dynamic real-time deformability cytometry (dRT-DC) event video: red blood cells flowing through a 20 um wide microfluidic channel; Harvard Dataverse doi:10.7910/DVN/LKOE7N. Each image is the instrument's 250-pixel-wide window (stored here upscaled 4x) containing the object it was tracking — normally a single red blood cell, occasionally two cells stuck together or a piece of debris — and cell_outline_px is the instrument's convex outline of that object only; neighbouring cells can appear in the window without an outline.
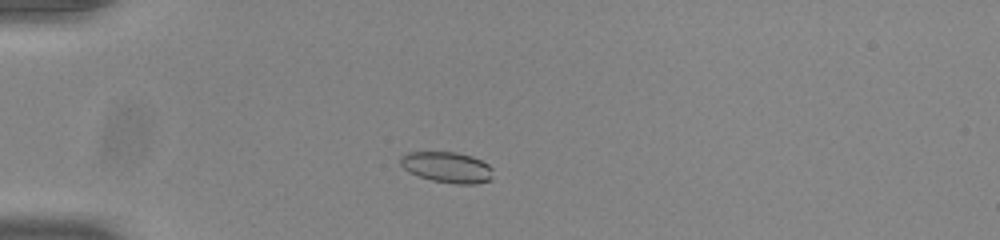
{"species": "common noctule bat (a hibernating species)", "species_latin": "Nyctalus noctula", "temperature_condition": "room temperature", "stored_images_in_passage": 46, "camera_frame_rate_fps": 3000, "um_per_image_px": 0.085, "animal": {"sex": "male", "body_mass_g": 20.0, "forearm_length_mm": 53.3}, "frame": {"image": 1, "passage_image": 8, "time_ms": 2.333, "image_size_px": [1000, 240], "cell_outline_px": [[492, 180], [476, 184], [456, 184], [432, 180], [408, 172], [400, 164], [400, 156], [408, 152], [456, 152], [472, 156], [488, 164], [492, 168]], "centroid_in_image_um": [38.01, 14.22], "position_along_channel_um": 47.0, "area_um2": 16.7}}
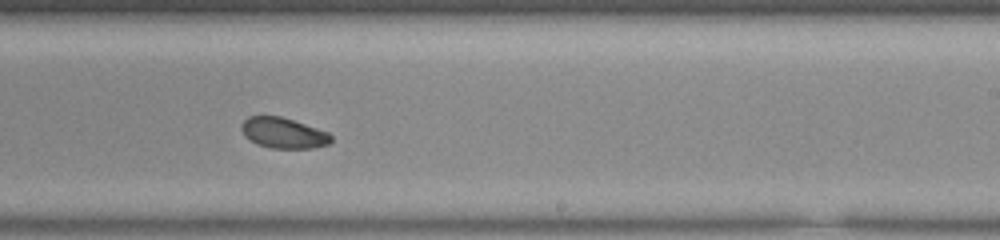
{"frame": {"image": 2, "passage_image": 27, "time_ms": 8.667, "image_size_px": [1000, 240], "cell_outline_px": [[332, 140], [328, 144], [312, 148], [272, 148], [256, 144], [244, 136], [240, 128], [240, 124], [248, 116], [280, 116], [328, 132], [332, 136]], "centroid_in_image_um": [24.05, 11.3], "position_along_channel_um": 265.0, "area_um2": 15.95}}
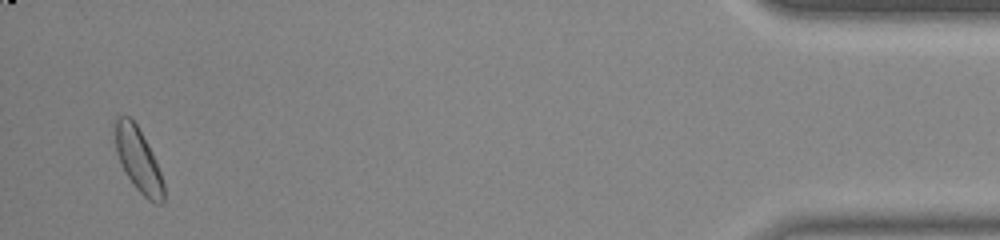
{"frame": {"image": 3, "passage_image": 45, "time_ms": 14.667, "image_size_px": [1000, 240], "cell_outline_px": [[164, 200], [160, 204], [156, 204], [148, 200], [136, 188], [124, 172], [120, 164], [116, 152], [112, 124], [120, 116], [128, 116], [136, 124], [160, 172], [164, 184]], "centroid_in_image_um": [11.7, 13.6], "position_along_channel_um": 423.5, "area_um2": 17.86}, "authors_computed_cell_mechanics": {"area_um2": 16.762, "velocity_mm_per_s": 3.8629, "shape_relaxation_time_tau1_ms": 4.7762, "shape_relaxation_time_tau2_ms": null, "deformation_change_tau1": 0.0951, "deformation_change_tau2": null}}